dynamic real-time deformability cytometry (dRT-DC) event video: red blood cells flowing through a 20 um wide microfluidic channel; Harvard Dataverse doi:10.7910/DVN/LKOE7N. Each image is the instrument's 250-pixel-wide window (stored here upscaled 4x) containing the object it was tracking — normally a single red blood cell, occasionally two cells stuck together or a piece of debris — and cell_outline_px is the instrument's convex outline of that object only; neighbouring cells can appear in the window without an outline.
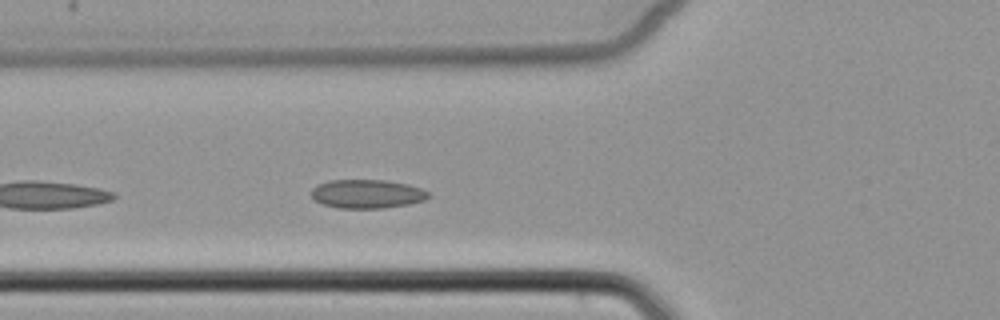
{"species": "common noctule bat (a hibernating species)", "species_latin": "Nyctalus noctula", "temperature_condition": "cold", "stored_images_in_passage": 4, "camera_frame_rate_fps": 3000, "um_per_image_px": 0.085, "animal": {"sex": "female", "body_mass_g": 22.7, "forearm_length_mm": 54.2}, "frame": {"image": 1, "passage_image": 4, "time_ms": 3.667, "image_size_px": [1000, 320], "cell_outline_px": [[432, 196], [424, 200], [408, 204], [384, 208], [340, 208], [324, 204], [316, 200], [312, 196], [312, 188], [316, 184], [328, 180], [388, 180], [408, 184], [420, 188], [428, 192]], "centroid_in_image_um": [31.21, 16.47], "position_along_channel_um": 94.6, "area_um2": 19.65}}